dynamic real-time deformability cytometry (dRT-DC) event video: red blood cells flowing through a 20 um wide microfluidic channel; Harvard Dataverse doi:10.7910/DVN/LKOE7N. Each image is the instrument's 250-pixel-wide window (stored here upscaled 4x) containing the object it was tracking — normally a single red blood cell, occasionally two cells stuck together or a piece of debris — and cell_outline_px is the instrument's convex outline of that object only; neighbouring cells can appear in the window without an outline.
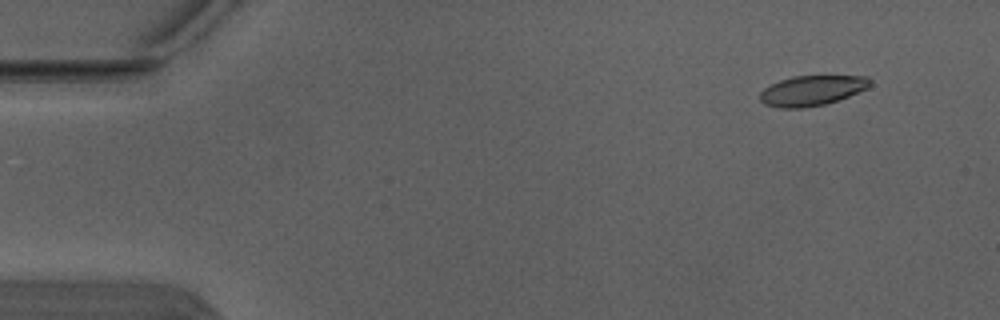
{"species": "Egyptian fruit bat (a non-hibernating species)", "species_latin": "Rousettus aegyptiacus", "temperature_condition": "warm", "stored_images_in_passage": 5, "camera_frame_rate_fps": 3000, "um_per_image_px": 0.085, "animal": {"sex": "male"}, "frame": {"image": 1, "passage_image": 2, "time_ms": 0.333, "image_size_px": [1000, 320], "cell_outline_px": [[872, 84], [868, 88], [848, 96], [824, 104], [804, 108], [780, 108], [764, 104], [760, 100], [760, 92], [764, 88], [780, 80], [792, 76], [868, 76], [872, 80]], "centroid_in_image_um": [69.02, 7.69], "position_along_channel_um": 16.0, "area_um2": 19.31}}
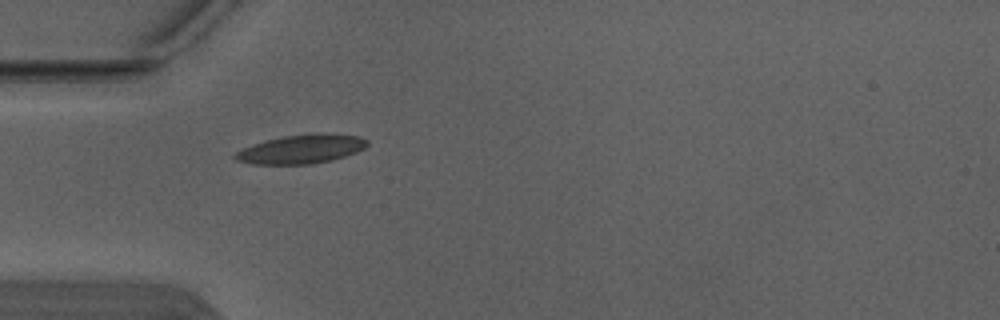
{"frame": {"image": 2, "passage_image": 5, "time_ms": 1.333, "image_size_px": [1000, 320], "cell_outline_px": [[368, 144], [364, 148], [356, 152], [332, 160], [312, 164], [252, 164], [236, 160], [232, 156], [236, 152], [252, 144], [264, 140], [284, 136], [316, 132], [332, 132], [360, 136], [368, 140]], "centroid_in_image_um": [25.64, 12.65], "position_along_channel_um": 59.4, "area_um2": 22.6}}